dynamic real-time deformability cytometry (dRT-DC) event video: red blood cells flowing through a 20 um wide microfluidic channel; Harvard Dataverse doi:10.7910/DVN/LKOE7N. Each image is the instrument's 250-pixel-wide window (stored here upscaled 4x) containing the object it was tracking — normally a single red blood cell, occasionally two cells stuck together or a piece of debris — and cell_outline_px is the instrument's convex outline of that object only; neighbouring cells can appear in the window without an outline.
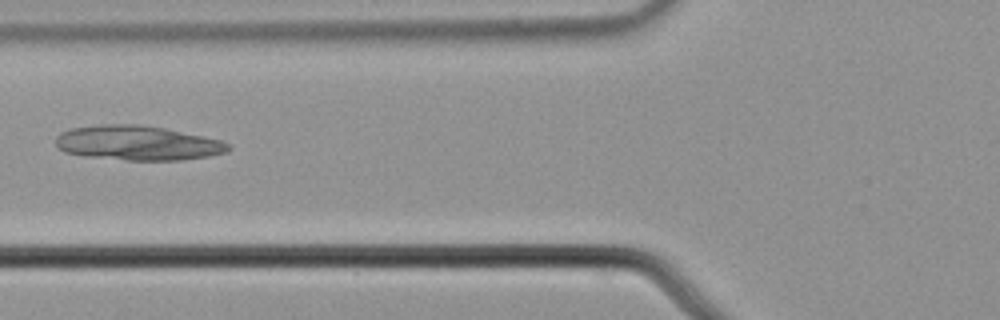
{"species": "common noctule bat (a hibernating species)", "species_latin": "Nyctalus noctula", "temperature_condition": "cold", "stored_images_in_passage": 6, "camera_frame_rate_fps": 3000, "um_per_image_px": 0.085, "animal": {"sex": "male", "body_mass_g": 21.5, "forearm_length_mm": 52.0}, "frame": {"image": 1, "passage_image": 6, "time_ms": 1.667, "image_size_px": [1000, 320], "cell_outline_px": [[232, 148], [228, 152], [208, 156], [180, 160], [128, 160], [84, 156], [64, 152], [56, 148], [56, 136], [60, 132], [68, 128], [100, 124], [140, 124], [164, 128], [220, 140], [228, 144]], "centroid_in_image_um": [11.63, 12.15], "position_along_channel_um": 114.2, "area_um2": 34.97}}